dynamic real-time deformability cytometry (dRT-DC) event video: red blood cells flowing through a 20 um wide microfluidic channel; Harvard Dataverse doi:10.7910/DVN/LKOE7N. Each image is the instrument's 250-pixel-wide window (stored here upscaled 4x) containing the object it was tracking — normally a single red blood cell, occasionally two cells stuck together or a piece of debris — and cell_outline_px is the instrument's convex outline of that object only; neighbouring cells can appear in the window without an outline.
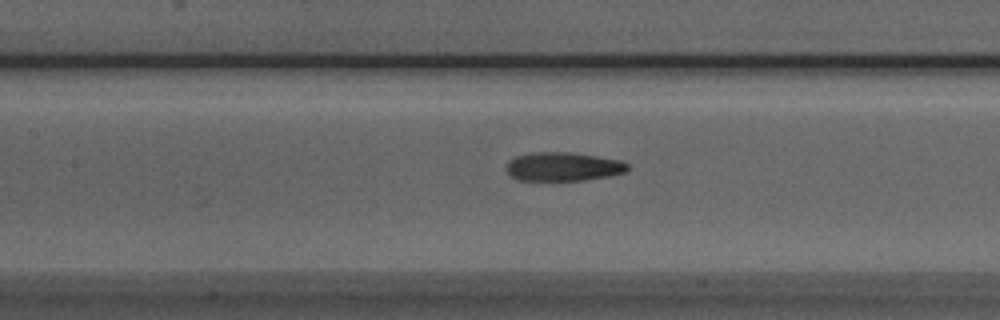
{"species": "Egyptian fruit bat (a non-hibernating species)", "species_latin": "Rousettus aegyptiacus", "temperature_condition": "room temperature", "stored_images_in_passage": 37, "camera_frame_rate_fps": 3000, "um_per_image_px": 0.085, "animal": {"sex": "male"}, "frame": {"image": 1, "passage_image": 11, "time_ms": 3.333, "image_size_px": [1000, 320], "cell_outline_px": [[628, 168], [624, 172], [608, 176], [584, 180], [516, 180], [508, 172], [508, 160], [516, 156], [536, 152], [568, 152], [596, 156], [620, 160], [628, 164]], "centroid_in_image_um": [47.86, 14.16], "position_along_channel_um": 159.5, "area_um2": 20.06}}
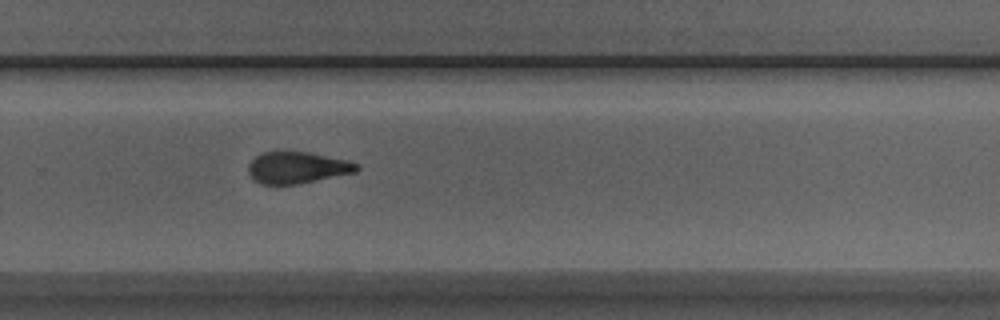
{"frame": {"image": 2, "passage_image": 22, "time_ms": 7.0, "image_size_px": [1000, 320], "cell_outline_px": [[360, 168], [356, 172], [296, 184], [260, 184], [252, 180], [248, 172], [248, 164], [256, 156], [264, 152], [308, 152], [348, 160], [360, 164]], "centroid_in_image_um": [25.26, 14.25], "position_along_channel_um": 304.5, "area_um2": 19.94}}
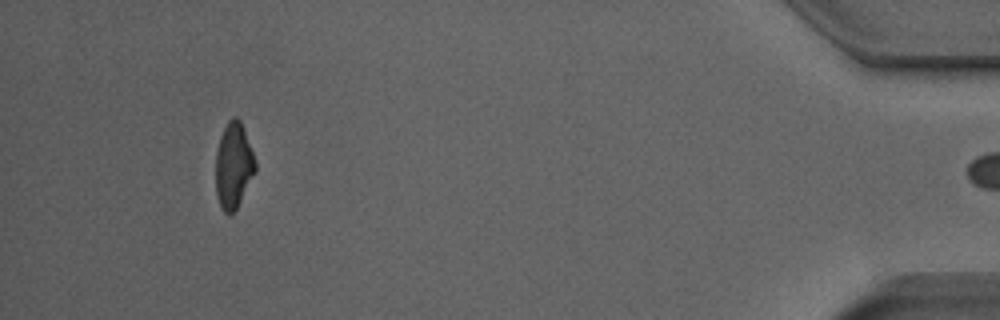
{"frame": {"image": 3, "passage_image": 36, "time_ms": 11.667, "image_size_px": [1000, 320], "cell_outline_px": [[256, 172], [236, 208], [228, 216], [224, 212], [220, 204], [216, 192], [216, 152], [220, 136], [228, 120], [232, 116], [236, 116], [240, 120], [252, 152], [256, 164]], "centroid_in_image_um": [19.84, 14.06], "position_along_channel_um": 415.4, "area_um2": 19.54}, "authors_computed_cell_mechanics": {"area_um2": 20.6924, "velocity_mm_per_s": 3.9736, "shape_relaxation_time_tau1_ms": 5.1893, "shape_relaxation_time_tau2_ms": 3.0549, "deformation_change_tau1": 0.1831, "deformation_change_tau2": 0.1289}}